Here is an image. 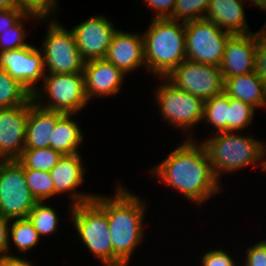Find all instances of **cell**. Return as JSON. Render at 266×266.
I'll use <instances>...</instances> for the list:
<instances>
[{
  "mask_svg": "<svg viewBox=\"0 0 266 266\" xmlns=\"http://www.w3.org/2000/svg\"><path fill=\"white\" fill-rule=\"evenodd\" d=\"M169 155L149 170L154 179L180 193L196 206L223 191L215 177L204 146L185 139Z\"/></svg>",
  "mask_w": 266,
  "mask_h": 266,
  "instance_id": "6da1fadb",
  "label": "cell"
},
{
  "mask_svg": "<svg viewBox=\"0 0 266 266\" xmlns=\"http://www.w3.org/2000/svg\"><path fill=\"white\" fill-rule=\"evenodd\" d=\"M117 185L113 195L96 193L93 200L106 212L113 245V266H128L133 253L145 240L144 217L148 214V206L126 185Z\"/></svg>",
  "mask_w": 266,
  "mask_h": 266,
  "instance_id": "7a4b0ae2",
  "label": "cell"
},
{
  "mask_svg": "<svg viewBox=\"0 0 266 266\" xmlns=\"http://www.w3.org/2000/svg\"><path fill=\"white\" fill-rule=\"evenodd\" d=\"M206 149L213 173L221 182L223 175L248 166L266 173V142L238 132H218L200 141ZM260 165V166H259Z\"/></svg>",
  "mask_w": 266,
  "mask_h": 266,
  "instance_id": "3957f363",
  "label": "cell"
},
{
  "mask_svg": "<svg viewBox=\"0 0 266 266\" xmlns=\"http://www.w3.org/2000/svg\"><path fill=\"white\" fill-rule=\"evenodd\" d=\"M142 35L146 72L156 79L166 78L186 59L185 23L152 18Z\"/></svg>",
  "mask_w": 266,
  "mask_h": 266,
  "instance_id": "277c9868",
  "label": "cell"
},
{
  "mask_svg": "<svg viewBox=\"0 0 266 266\" xmlns=\"http://www.w3.org/2000/svg\"><path fill=\"white\" fill-rule=\"evenodd\" d=\"M69 212V220L85 248L103 266H113V245L106 212L94 200L74 205Z\"/></svg>",
  "mask_w": 266,
  "mask_h": 266,
  "instance_id": "5b68a950",
  "label": "cell"
},
{
  "mask_svg": "<svg viewBox=\"0 0 266 266\" xmlns=\"http://www.w3.org/2000/svg\"><path fill=\"white\" fill-rule=\"evenodd\" d=\"M158 80L161 81L154 90V105L159 107L158 112L160 111L163 121H167L181 133L188 134L186 139H193L194 126L202 124L203 121L205 101L176 88L166 78Z\"/></svg>",
  "mask_w": 266,
  "mask_h": 266,
  "instance_id": "8992f818",
  "label": "cell"
},
{
  "mask_svg": "<svg viewBox=\"0 0 266 266\" xmlns=\"http://www.w3.org/2000/svg\"><path fill=\"white\" fill-rule=\"evenodd\" d=\"M42 84V85H41ZM32 98L40 107L65 114H78L90 103L83 73L45 74Z\"/></svg>",
  "mask_w": 266,
  "mask_h": 266,
  "instance_id": "52a82bcc",
  "label": "cell"
},
{
  "mask_svg": "<svg viewBox=\"0 0 266 266\" xmlns=\"http://www.w3.org/2000/svg\"><path fill=\"white\" fill-rule=\"evenodd\" d=\"M51 18L48 16L40 19L41 22H48L46 36L40 48L46 74L83 73L85 61L72 30L66 29L54 16Z\"/></svg>",
  "mask_w": 266,
  "mask_h": 266,
  "instance_id": "ba28073f",
  "label": "cell"
},
{
  "mask_svg": "<svg viewBox=\"0 0 266 266\" xmlns=\"http://www.w3.org/2000/svg\"><path fill=\"white\" fill-rule=\"evenodd\" d=\"M231 35L206 19L186 22V59L220 66L226 42Z\"/></svg>",
  "mask_w": 266,
  "mask_h": 266,
  "instance_id": "9c48e42d",
  "label": "cell"
},
{
  "mask_svg": "<svg viewBox=\"0 0 266 266\" xmlns=\"http://www.w3.org/2000/svg\"><path fill=\"white\" fill-rule=\"evenodd\" d=\"M17 160H0V214L8 219L27 218L36 203Z\"/></svg>",
  "mask_w": 266,
  "mask_h": 266,
  "instance_id": "30bf717a",
  "label": "cell"
},
{
  "mask_svg": "<svg viewBox=\"0 0 266 266\" xmlns=\"http://www.w3.org/2000/svg\"><path fill=\"white\" fill-rule=\"evenodd\" d=\"M166 79L176 88L204 101L224 92V79L220 66L185 59Z\"/></svg>",
  "mask_w": 266,
  "mask_h": 266,
  "instance_id": "8fae6325",
  "label": "cell"
},
{
  "mask_svg": "<svg viewBox=\"0 0 266 266\" xmlns=\"http://www.w3.org/2000/svg\"><path fill=\"white\" fill-rule=\"evenodd\" d=\"M0 69L33 94L43 82L45 72L43 53L33 44L0 52Z\"/></svg>",
  "mask_w": 266,
  "mask_h": 266,
  "instance_id": "7c38bea8",
  "label": "cell"
},
{
  "mask_svg": "<svg viewBox=\"0 0 266 266\" xmlns=\"http://www.w3.org/2000/svg\"><path fill=\"white\" fill-rule=\"evenodd\" d=\"M77 47L85 62L105 58L114 33L112 20L96 14L71 28Z\"/></svg>",
  "mask_w": 266,
  "mask_h": 266,
  "instance_id": "4fadbf2b",
  "label": "cell"
},
{
  "mask_svg": "<svg viewBox=\"0 0 266 266\" xmlns=\"http://www.w3.org/2000/svg\"><path fill=\"white\" fill-rule=\"evenodd\" d=\"M81 153L63 155L57 165L50 171L54 182V197L65 194L71 200L69 210L72 206L86 203L94 199L96 194L93 192L78 191L85 181L86 166L83 164Z\"/></svg>",
  "mask_w": 266,
  "mask_h": 266,
  "instance_id": "5bb4252c",
  "label": "cell"
},
{
  "mask_svg": "<svg viewBox=\"0 0 266 266\" xmlns=\"http://www.w3.org/2000/svg\"><path fill=\"white\" fill-rule=\"evenodd\" d=\"M31 98L26 104L0 109V160H17L25 148L26 122Z\"/></svg>",
  "mask_w": 266,
  "mask_h": 266,
  "instance_id": "9a60e30c",
  "label": "cell"
},
{
  "mask_svg": "<svg viewBox=\"0 0 266 266\" xmlns=\"http://www.w3.org/2000/svg\"><path fill=\"white\" fill-rule=\"evenodd\" d=\"M257 45L255 31L232 34L226 42L220 65L223 79L255 71Z\"/></svg>",
  "mask_w": 266,
  "mask_h": 266,
  "instance_id": "2e32d148",
  "label": "cell"
},
{
  "mask_svg": "<svg viewBox=\"0 0 266 266\" xmlns=\"http://www.w3.org/2000/svg\"><path fill=\"white\" fill-rule=\"evenodd\" d=\"M83 75L89 102L94 98L115 96L122 90L127 77L105 58L85 62Z\"/></svg>",
  "mask_w": 266,
  "mask_h": 266,
  "instance_id": "e0dca14e",
  "label": "cell"
},
{
  "mask_svg": "<svg viewBox=\"0 0 266 266\" xmlns=\"http://www.w3.org/2000/svg\"><path fill=\"white\" fill-rule=\"evenodd\" d=\"M105 59L119 68L125 75L143 68L146 70L144 59V39L141 33L125 32L117 29L108 47Z\"/></svg>",
  "mask_w": 266,
  "mask_h": 266,
  "instance_id": "ac0fdd59",
  "label": "cell"
},
{
  "mask_svg": "<svg viewBox=\"0 0 266 266\" xmlns=\"http://www.w3.org/2000/svg\"><path fill=\"white\" fill-rule=\"evenodd\" d=\"M245 4L244 0H210L204 19L230 34L250 33Z\"/></svg>",
  "mask_w": 266,
  "mask_h": 266,
  "instance_id": "d6986e66",
  "label": "cell"
},
{
  "mask_svg": "<svg viewBox=\"0 0 266 266\" xmlns=\"http://www.w3.org/2000/svg\"><path fill=\"white\" fill-rule=\"evenodd\" d=\"M65 113L40 107L34 101L29 105L26 122L25 148H48L56 122Z\"/></svg>",
  "mask_w": 266,
  "mask_h": 266,
  "instance_id": "ffe728a7",
  "label": "cell"
},
{
  "mask_svg": "<svg viewBox=\"0 0 266 266\" xmlns=\"http://www.w3.org/2000/svg\"><path fill=\"white\" fill-rule=\"evenodd\" d=\"M224 92L257 110L266 108V85L255 71L224 79Z\"/></svg>",
  "mask_w": 266,
  "mask_h": 266,
  "instance_id": "44dd1931",
  "label": "cell"
},
{
  "mask_svg": "<svg viewBox=\"0 0 266 266\" xmlns=\"http://www.w3.org/2000/svg\"><path fill=\"white\" fill-rule=\"evenodd\" d=\"M74 115L64 114L57 122L52 132L50 148L59 151L63 155H72L79 152L80 145H83L84 136Z\"/></svg>",
  "mask_w": 266,
  "mask_h": 266,
  "instance_id": "7402d4cb",
  "label": "cell"
},
{
  "mask_svg": "<svg viewBox=\"0 0 266 266\" xmlns=\"http://www.w3.org/2000/svg\"><path fill=\"white\" fill-rule=\"evenodd\" d=\"M40 239L38 232L28 217L11 219L9 224L8 257H18L15 253L10 252L12 251L11 247H15L17 252L24 253L26 256L27 253H30L28 252L29 250L31 251V249L39 245V241H42Z\"/></svg>",
  "mask_w": 266,
  "mask_h": 266,
  "instance_id": "603a6c76",
  "label": "cell"
},
{
  "mask_svg": "<svg viewBox=\"0 0 266 266\" xmlns=\"http://www.w3.org/2000/svg\"><path fill=\"white\" fill-rule=\"evenodd\" d=\"M229 96L222 92L204 102L202 123L209 124L214 133L229 132Z\"/></svg>",
  "mask_w": 266,
  "mask_h": 266,
  "instance_id": "cb8c5ba5",
  "label": "cell"
},
{
  "mask_svg": "<svg viewBox=\"0 0 266 266\" xmlns=\"http://www.w3.org/2000/svg\"><path fill=\"white\" fill-rule=\"evenodd\" d=\"M50 206L49 201L48 203L47 201H37L28 215V219L32 222L40 238L55 235L59 231L60 216L57 213L58 210Z\"/></svg>",
  "mask_w": 266,
  "mask_h": 266,
  "instance_id": "d4e9b609",
  "label": "cell"
},
{
  "mask_svg": "<svg viewBox=\"0 0 266 266\" xmlns=\"http://www.w3.org/2000/svg\"><path fill=\"white\" fill-rule=\"evenodd\" d=\"M62 156V153L50 147L24 148L17 161L23 168L50 172L57 165Z\"/></svg>",
  "mask_w": 266,
  "mask_h": 266,
  "instance_id": "484cf974",
  "label": "cell"
},
{
  "mask_svg": "<svg viewBox=\"0 0 266 266\" xmlns=\"http://www.w3.org/2000/svg\"><path fill=\"white\" fill-rule=\"evenodd\" d=\"M32 94L5 70L0 69V109L26 104Z\"/></svg>",
  "mask_w": 266,
  "mask_h": 266,
  "instance_id": "4316f807",
  "label": "cell"
},
{
  "mask_svg": "<svg viewBox=\"0 0 266 266\" xmlns=\"http://www.w3.org/2000/svg\"><path fill=\"white\" fill-rule=\"evenodd\" d=\"M41 18L42 16L39 13L27 11L9 30H6L0 35V52L15 50L30 45V43H26L29 35L25 31V22L27 20L40 22Z\"/></svg>",
  "mask_w": 266,
  "mask_h": 266,
  "instance_id": "83f0119b",
  "label": "cell"
},
{
  "mask_svg": "<svg viewBox=\"0 0 266 266\" xmlns=\"http://www.w3.org/2000/svg\"><path fill=\"white\" fill-rule=\"evenodd\" d=\"M25 180L36 201H49L54 197V182L49 171L24 168Z\"/></svg>",
  "mask_w": 266,
  "mask_h": 266,
  "instance_id": "f1b7e54d",
  "label": "cell"
},
{
  "mask_svg": "<svg viewBox=\"0 0 266 266\" xmlns=\"http://www.w3.org/2000/svg\"><path fill=\"white\" fill-rule=\"evenodd\" d=\"M229 107V132L244 131L254 121L257 110L253 106L229 97Z\"/></svg>",
  "mask_w": 266,
  "mask_h": 266,
  "instance_id": "f546056e",
  "label": "cell"
},
{
  "mask_svg": "<svg viewBox=\"0 0 266 266\" xmlns=\"http://www.w3.org/2000/svg\"><path fill=\"white\" fill-rule=\"evenodd\" d=\"M210 0H176L169 19L178 22H190L204 19Z\"/></svg>",
  "mask_w": 266,
  "mask_h": 266,
  "instance_id": "4dcf8cb0",
  "label": "cell"
},
{
  "mask_svg": "<svg viewBox=\"0 0 266 266\" xmlns=\"http://www.w3.org/2000/svg\"><path fill=\"white\" fill-rule=\"evenodd\" d=\"M231 255L232 253L229 254L221 248L209 249L200 257L199 262L202 266H238L240 263L237 262L238 260L234 261L236 258Z\"/></svg>",
  "mask_w": 266,
  "mask_h": 266,
  "instance_id": "1f68e13d",
  "label": "cell"
},
{
  "mask_svg": "<svg viewBox=\"0 0 266 266\" xmlns=\"http://www.w3.org/2000/svg\"><path fill=\"white\" fill-rule=\"evenodd\" d=\"M27 11L39 13L42 17L56 16L60 9L58 0H17Z\"/></svg>",
  "mask_w": 266,
  "mask_h": 266,
  "instance_id": "d6a6232c",
  "label": "cell"
},
{
  "mask_svg": "<svg viewBox=\"0 0 266 266\" xmlns=\"http://www.w3.org/2000/svg\"><path fill=\"white\" fill-rule=\"evenodd\" d=\"M242 266H266V245L261 241L246 248Z\"/></svg>",
  "mask_w": 266,
  "mask_h": 266,
  "instance_id": "836d02e7",
  "label": "cell"
},
{
  "mask_svg": "<svg viewBox=\"0 0 266 266\" xmlns=\"http://www.w3.org/2000/svg\"><path fill=\"white\" fill-rule=\"evenodd\" d=\"M152 9V18H169L175 6L176 0H142Z\"/></svg>",
  "mask_w": 266,
  "mask_h": 266,
  "instance_id": "e575fe53",
  "label": "cell"
},
{
  "mask_svg": "<svg viewBox=\"0 0 266 266\" xmlns=\"http://www.w3.org/2000/svg\"><path fill=\"white\" fill-rule=\"evenodd\" d=\"M26 12L25 8L0 9V35L9 30Z\"/></svg>",
  "mask_w": 266,
  "mask_h": 266,
  "instance_id": "d590c367",
  "label": "cell"
},
{
  "mask_svg": "<svg viewBox=\"0 0 266 266\" xmlns=\"http://www.w3.org/2000/svg\"><path fill=\"white\" fill-rule=\"evenodd\" d=\"M11 219L0 214V258L8 256L9 224Z\"/></svg>",
  "mask_w": 266,
  "mask_h": 266,
  "instance_id": "8d00e7d4",
  "label": "cell"
},
{
  "mask_svg": "<svg viewBox=\"0 0 266 266\" xmlns=\"http://www.w3.org/2000/svg\"><path fill=\"white\" fill-rule=\"evenodd\" d=\"M255 72L266 85V48L258 41Z\"/></svg>",
  "mask_w": 266,
  "mask_h": 266,
  "instance_id": "74e56055",
  "label": "cell"
},
{
  "mask_svg": "<svg viewBox=\"0 0 266 266\" xmlns=\"http://www.w3.org/2000/svg\"><path fill=\"white\" fill-rule=\"evenodd\" d=\"M34 262L25 257H3L0 258V266H34Z\"/></svg>",
  "mask_w": 266,
  "mask_h": 266,
  "instance_id": "f35d334b",
  "label": "cell"
},
{
  "mask_svg": "<svg viewBox=\"0 0 266 266\" xmlns=\"http://www.w3.org/2000/svg\"><path fill=\"white\" fill-rule=\"evenodd\" d=\"M24 8L21 7L17 0H0V9Z\"/></svg>",
  "mask_w": 266,
  "mask_h": 266,
  "instance_id": "ab89813d",
  "label": "cell"
},
{
  "mask_svg": "<svg viewBox=\"0 0 266 266\" xmlns=\"http://www.w3.org/2000/svg\"><path fill=\"white\" fill-rule=\"evenodd\" d=\"M258 41L266 48V23L260 27L258 31L255 32Z\"/></svg>",
  "mask_w": 266,
  "mask_h": 266,
  "instance_id": "60d3db41",
  "label": "cell"
},
{
  "mask_svg": "<svg viewBox=\"0 0 266 266\" xmlns=\"http://www.w3.org/2000/svg\"><path fill=\"white\" fill-rule=\"evenodd\" d=\"M246 3H249L250 5H253L254 8H259L258 10H261V12L266 13V0H244Z\"/></svg>",
  "mask_w": 266,
  "mask_h": 266,
  "instance_id": "b9f144b4",
  "label": "cell"
},
{
  "mask_svg": "<svg viewBox=\"0 0 266 266\" xmlns=\"http://www.w3.org/2000/svg\"><path fill=\"white\" fill-rule=\"evenodd\" d=\"M261 241L266 245V239H262Z\"/></svg>",
  "mask_w": 266,
  "mask_h": 266,
  "instance_id": "7bdbcfd3",
  "label": "cell"
}]
</instances>
